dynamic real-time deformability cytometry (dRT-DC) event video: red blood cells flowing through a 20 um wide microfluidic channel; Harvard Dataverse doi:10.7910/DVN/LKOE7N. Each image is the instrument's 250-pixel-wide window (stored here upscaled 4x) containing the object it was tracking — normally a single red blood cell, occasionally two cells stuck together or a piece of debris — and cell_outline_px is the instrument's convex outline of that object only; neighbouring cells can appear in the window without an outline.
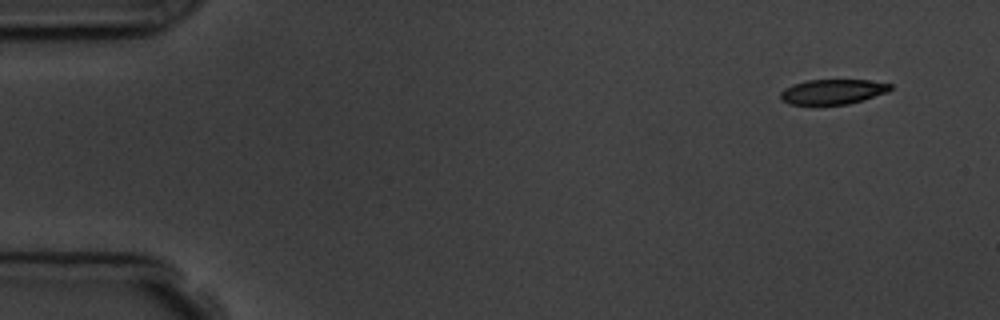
{"species": "common noctule bat (a hibernating species)", "species_latin": "Nyctalus noctula", "temperature_condition": "room temperature", "stored_images_in_passage": 6, "camera_frame_rate_fps": 3000, "um_per_image_px": 0.085, "animal": {"sex": "male", "body_mass_g": 19.5, "forearm_length_mm": 54.6}, "frame": {"image": 1, "passage_image": 1, "time_ms": 0.0, "image_size_px": [1000, 320], "cell_outline_px": [[892, 88], [888, 92], [848, 104], [788, 104], [780, 100], [780, 92], [784, 88], [792, 84], [808, 80], [868, 80], [892, 84]], "centroid_in_image_um": [70.75, 7.79], "position_along_channel_um": 14.2, "area_um2": 15.95}}
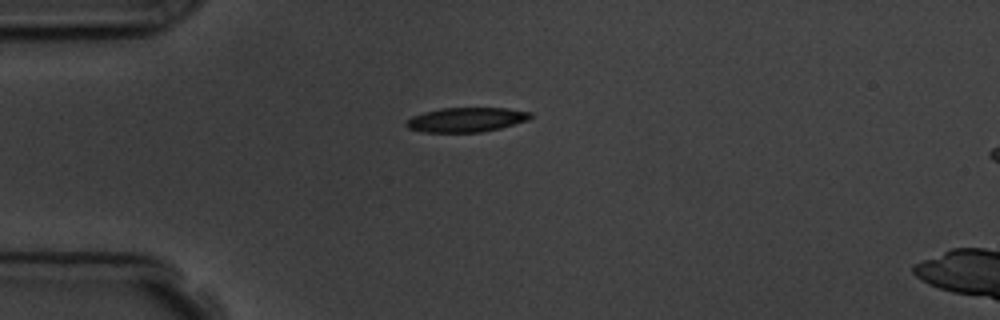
{"frame": {"image": 2, "passage_image": 4, "time_ms": 3.333, "image_size_px": [1000, 320], "cell_outline_px": [[532, 116], [528, 120], [500, 128], [480, 132], [424, 132], [408, 128], [404, 124], [412, 116], [424, 112], [440, 108], [508, 108], [532, 112]], "centroid_in_image_um": [39.64, 10.17], "position_along_channel_um": 45.4, "area_um2": 17.69}}
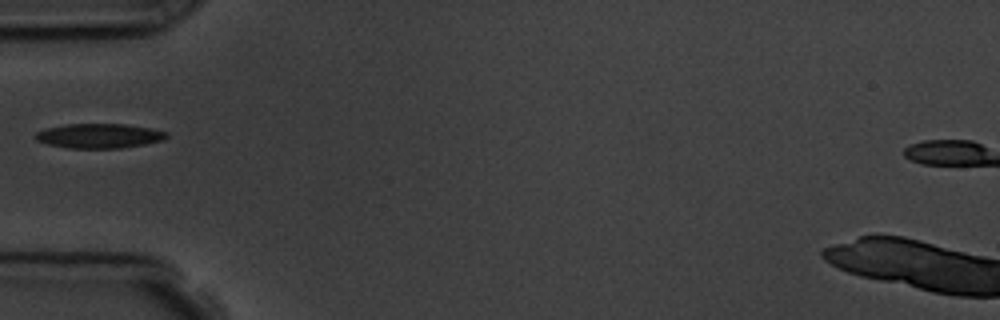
{"frame": {"image": 3, "passage_image": 5, "time_ms": 4.667, "image_size_px": [1000, 320], "cell_outline_px": [[168, 136], [164, 140], [144, 144], [120, 148], [68, 148], [48, 144], [36, 140], [36, 132], [48, 128], [68, 124], [124, 124], [148, 128], [168, 132]], "centroid_in_image_um": [8.45, 11.55], "position_along_channel_um": 76.6, "area_um2": 18.55}}